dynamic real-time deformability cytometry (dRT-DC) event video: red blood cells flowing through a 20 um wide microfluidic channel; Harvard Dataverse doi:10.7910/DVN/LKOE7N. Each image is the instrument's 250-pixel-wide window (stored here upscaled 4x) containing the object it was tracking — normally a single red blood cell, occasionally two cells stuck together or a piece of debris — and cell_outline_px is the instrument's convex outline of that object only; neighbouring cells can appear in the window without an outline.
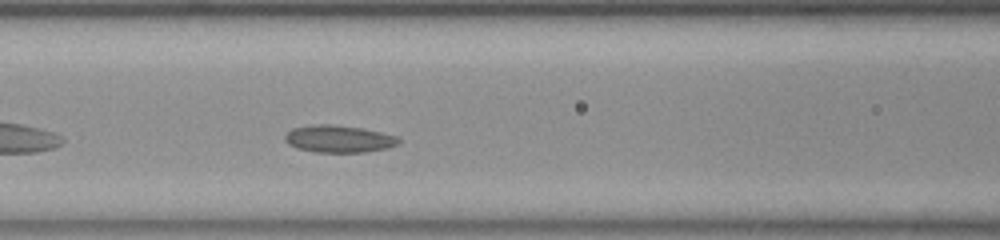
{"species": "common noctule bat (a hibernating species)", "species_latin": "Nyctalus noctula", "temperature_condition": "room temperature", "stored_images_in_passage": 29, "camera_frame_rate_fps": 3000, "um_per_image_px": 0.085, "animal": {"sex": "female", "body_mass_g": 23.0, "forearm_length_mm": 53.4}, "frame": {"image": 1, "passage_image": 10, "time_ms": 3.0, "image_size_px": [1000, 240], "cell_outline_px": [[400, 144], [388, 148], [364, 152], [316, 152], [296, 148], [288, 144], [284, 140], [284, 136], [292, 128], [316, 124], [332, 124], [360, 128], [380, 132], [396, 136], [400, 140]], "centroid_in_image_um": [28.78, 11.81], "position_along_channel_um": 137.8, "area_um2": 18.03}}
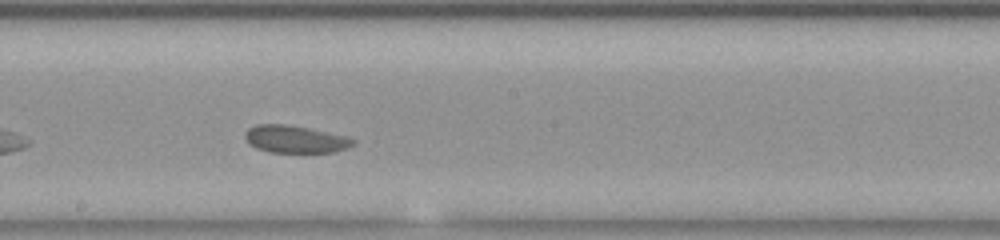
{"frame": {"image": 2, "passage_image": 17, "time_ms": 5.333, "image_size_px": [1000, 240], "cell_outline_px": [[356, 144], [332, 152], [272, 152], [256, 148], [248, 144], [244, 136], [244, 132], [248, 128], [256, 124], [284, 124], [308, 128], [344, 136], [356, 140]], "centroid_in_image_um": [25.03, 11.82], "position_along_channel_um": 223.2, "area_um2": 17.11}}
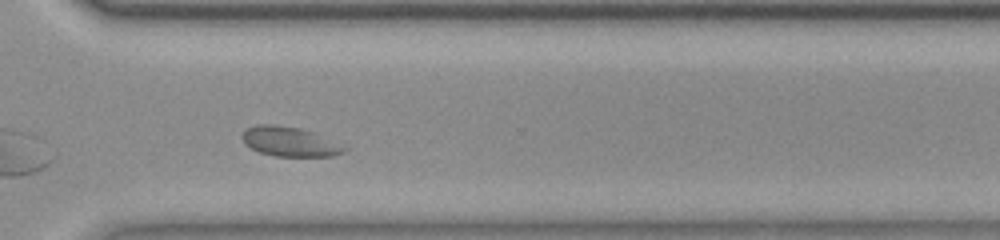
{"frame": {"image": 3, "passage_image": 27, "time_ms": 8.667, "image_size_px": [1000, 240], "cell_outline_px": [[348, 148], [344, 152], [332, 156], [272, 156], [260, 152], [244, 144], [244, 132], [248, 128], [256, 124], [272, 124], [300, 128], [312, 132]], "centroid_in_image_um": [24.61, 12.04], "position_along_channel_um": 346.0, "area_um2": 17.22}, "authors_computed_cell_mechanics": {"area_um2": 17.918, "velocity_mm_per_s": 3.6741, "shape_relaxation_time_tau1_ms": null, "shape_relaxation_time_tau2_ms": 1.7911, "deformation_change_tau1": null, "deformation_change_tau2": 0.0616}}